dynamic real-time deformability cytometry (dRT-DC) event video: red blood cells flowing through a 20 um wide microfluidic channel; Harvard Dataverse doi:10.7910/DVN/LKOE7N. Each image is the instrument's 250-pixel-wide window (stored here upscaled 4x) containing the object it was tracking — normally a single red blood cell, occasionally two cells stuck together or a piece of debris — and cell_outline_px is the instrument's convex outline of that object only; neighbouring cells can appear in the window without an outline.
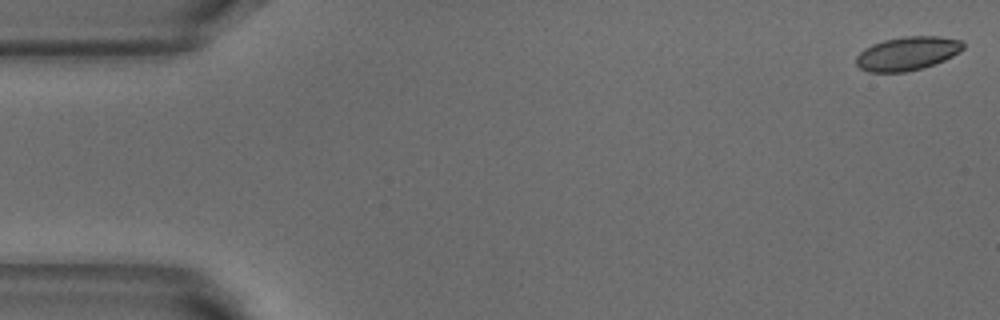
{"species": "common noctule bat (a hibernating species)", "species_latin": "Nyctalus noctula", "temperature_condition": "warm", "stored_images_in_passage": 14, "camera_frame_rate_fps": 3000, "um_per_image_px": 0.085, "animal": {"sex": "male", "body_mass_g": 18.8}, "frame": {"image": 1, "passage_image": 1, "time_ms": 0.0, "image_size_px": [1000, 320], "cell_outline_px": [[964, 48], [960, 52], [944, 60], [920, 68], [904, 72], [868, 72], [860, 68], [856, 64], [856, 56], [864, 48], [872, 44], [884, 40], [904, 36], [940, 36], [960, 40], [964, 44]], "centroid_in_image_um": [77.11, 4.54], "position_along_channel_um": 7.9, "area_um2": 20.92}}
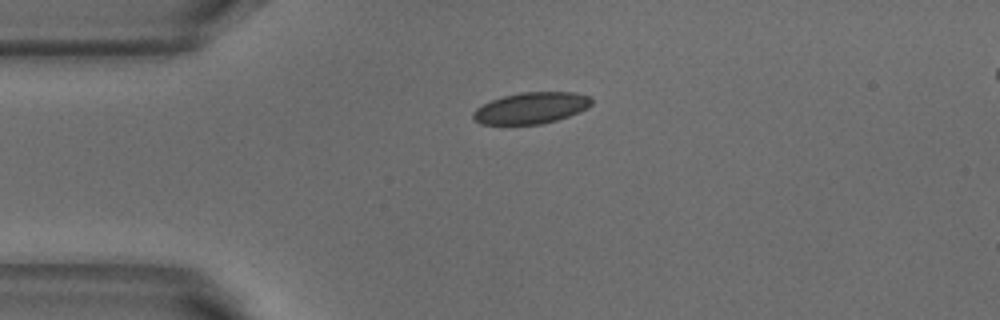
{"frame": {"image": 2, "passage_image": 12, "time_ms": 3.667, "image_size_px": [1000, 320], "cell_outline_px": [[592, 104], [588, 108], [568, 116], [556, 120], [540, 124], [480, 124], [472, 120], [472, 112], [476, 108], [492, 100], [504, 96], [520, 92], [572, 92], [592, 96]], "centroid_in_image_um": [45.14, 9.18], "position_along_channel_um": 39.9, "area_um2": 21.68}}